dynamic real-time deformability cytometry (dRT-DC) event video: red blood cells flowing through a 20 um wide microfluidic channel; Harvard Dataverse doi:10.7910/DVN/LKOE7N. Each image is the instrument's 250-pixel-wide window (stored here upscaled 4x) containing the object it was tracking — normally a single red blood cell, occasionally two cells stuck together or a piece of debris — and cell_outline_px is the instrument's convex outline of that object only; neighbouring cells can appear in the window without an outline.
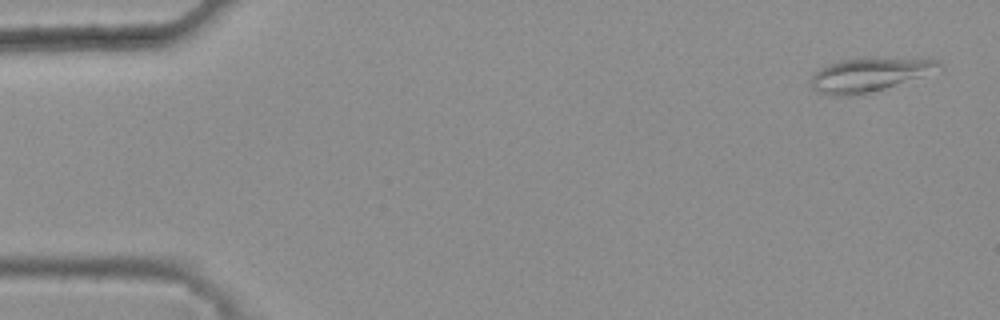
{"species": "common noctule bat (a hibernating species)", "species_latin": "Nyctalus noctula", "temperature_condition": "warm", "stored_images_in_passage": 47, "camera_frame_rate_fps": 3000, "um_per_image_px": 0.085, "animal": {"sex": "female", "body_mass_g": 25.1}, "frame": {"image": 1, "passage_image": 1, "time_ms": 0.0, "image_size_px": [1000, 320], "cell_outline_px": [[944, 72], [884, 88], [852, 96], [836, 96], [820, 92], [812, 88], [812, 76], [820, 68], [828, 64], [840, 60], [940, 60], [944, 64]], "centroid_in_image_um": [74.01, 6.39], "position_along_channel_um": 11.0, "area_um2": 24.62}}
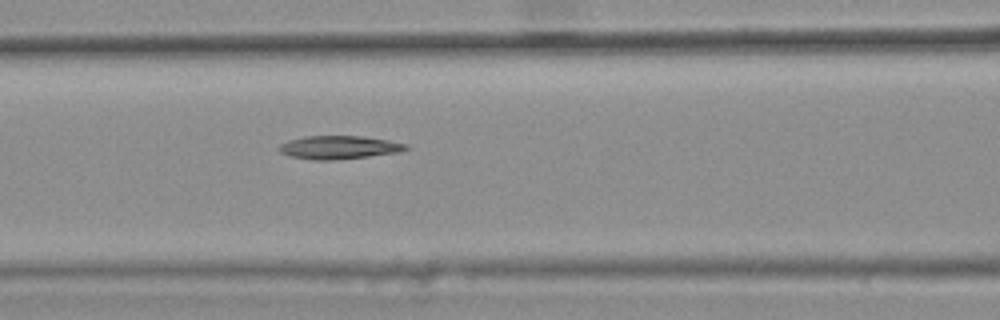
{"frame": {"image": 2, "passage_image": 21, "time_ms": 6.667, "image_size_px": [1000, 320], "cell_outline_px": [[408, 148], [400, 152], [368, 156], [332, 160], [312, 160], [292, 156], [280, 152], [276, 148], [280, 144], [288, 140], [304, 136], [364, 136], [388, 140], [408, 144]], "centroid_in_image_um": [28.79, 12.52], "position_along_channel_um": 137.8, "area_um2": 17.22}}
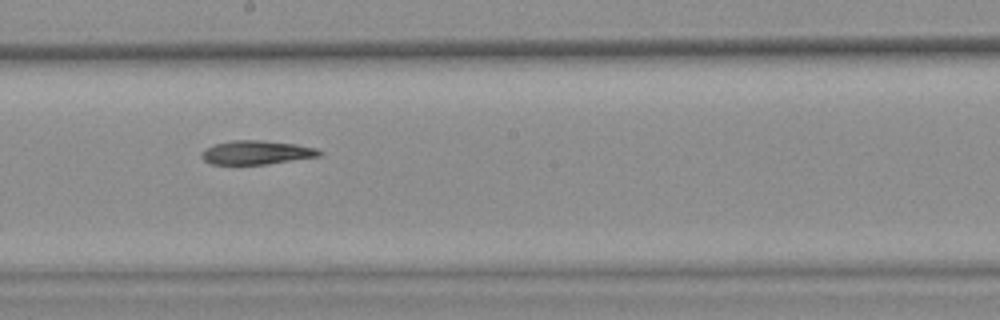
{"frame": {"image": 3, "passage_image": 28, "time_ms": 9.0, "image_size_px": [1000, 320], "cell_outline_px": [[324, 152], [320, 156], [268, 164], [212, 164], [204, 160], [200, 156], [200, 152], [216, 144], [232, 140], [260, 140], [296, 144], [316, 148]], "centroid_in_image_um": [21.83, 12.96], "position_along_channel_um": 226.4, "area_um2": 16.3}}